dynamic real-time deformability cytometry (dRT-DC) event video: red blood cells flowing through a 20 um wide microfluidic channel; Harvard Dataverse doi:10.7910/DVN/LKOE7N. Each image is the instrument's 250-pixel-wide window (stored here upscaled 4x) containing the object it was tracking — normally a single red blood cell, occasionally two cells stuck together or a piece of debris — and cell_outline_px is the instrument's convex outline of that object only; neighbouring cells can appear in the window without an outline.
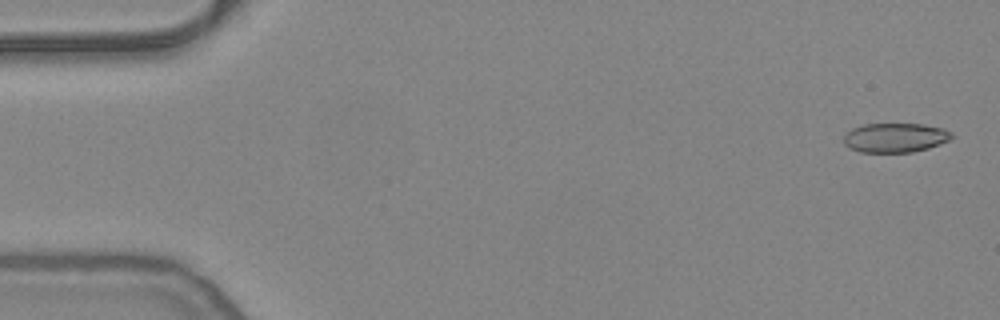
{"species": "common noctule bat (a hibernating species)", "species_latin": "Nyctalus noctula", "temperature_condition": "warm", "stored_images_in_passage": 54, "camera_frame_rate_fps": 3000, "um_per_image_px": 0.085, "animal": {"sex": "female", "body_mass_g": 24.6, "forearm_length_mm": 56.2}, "frame": {"image": 1, "passage_image": 2, "time_ms": 0.333, "image_size_px": [1000, 320], "cell_outline_px": [[952, 136], [948, 140], [940, 144], [928, 148], [912, 152], [860, 152], [848, 148], [844, 144], [844, 136], [852, 128], [864, 124], [924, 124], [944, 128], [952, 132]], "centroid_in_image_um": [76.08, 11.7], "position_along_channel_um": 8.9, "area_um2": 18.5}}
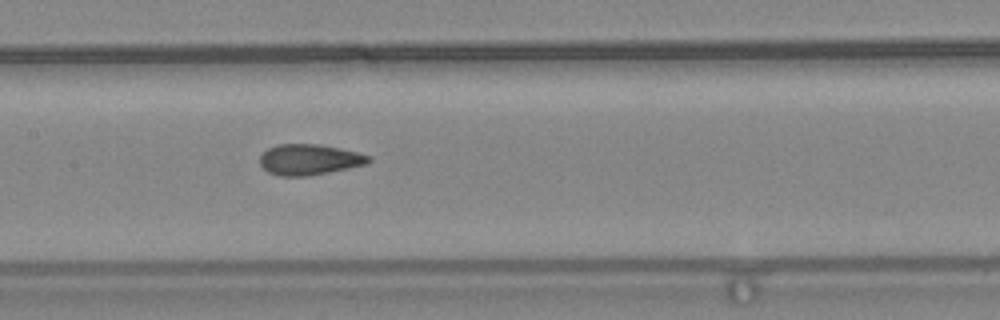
{"frame": {"image": 2, "passage_image": 26, "time_ms": 8.333, "image_size_px": [1000, 320], "cell_outline_px": [[372, 160], [368, 164], [328, 172], [304, 176], [280, 176], [268, 172], [260, 164], [260, 156], [268, 148], [276, 144], [316, 144], [356, 152], [372, 156]], "centroid_in_image_um": [26.29, 13.56], "position_along_channel_um": 181.1, "area_um2": 19.31}}
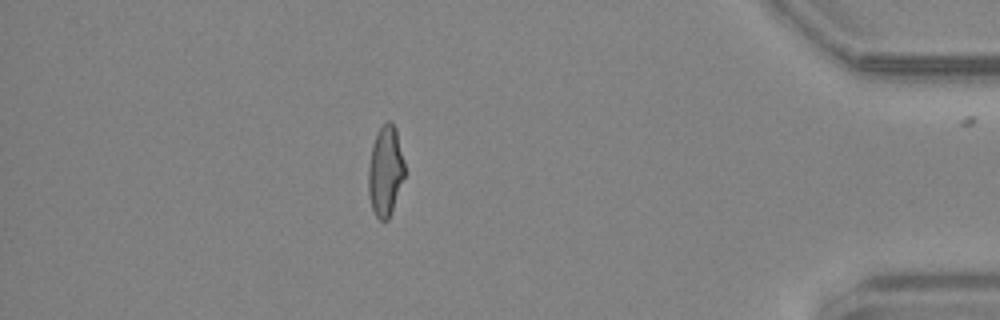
{"frame": {"image": 3, "passage_image": 47, "time_ms": 15.333, "image_size_px": [1000, 320], "cell_outline_px": [[404, 176], [392, 212], [388, 220], [380, 220], [376, 216], [372, 208], [368, 196], [368, 168], [372, 144], [376, 132], [388, 120], [392, 120], [396, 128], [404, 160]], "centroid_in_image_um": [32.75, 14.51], "position_along_channel_um": 402.5, "area_um2": 19.25}, "authors_computed_cell_mechanics": {"area_um2": 19.5364, "velocity_mm_per_s": 3.8407, "shape_relaxation_time_tau1_ms": null, "shape_relaxation_time_tau2_ms": 1.0733, "deformation_change_tau1": null, "deformation_change_tau2": 0.0688}}